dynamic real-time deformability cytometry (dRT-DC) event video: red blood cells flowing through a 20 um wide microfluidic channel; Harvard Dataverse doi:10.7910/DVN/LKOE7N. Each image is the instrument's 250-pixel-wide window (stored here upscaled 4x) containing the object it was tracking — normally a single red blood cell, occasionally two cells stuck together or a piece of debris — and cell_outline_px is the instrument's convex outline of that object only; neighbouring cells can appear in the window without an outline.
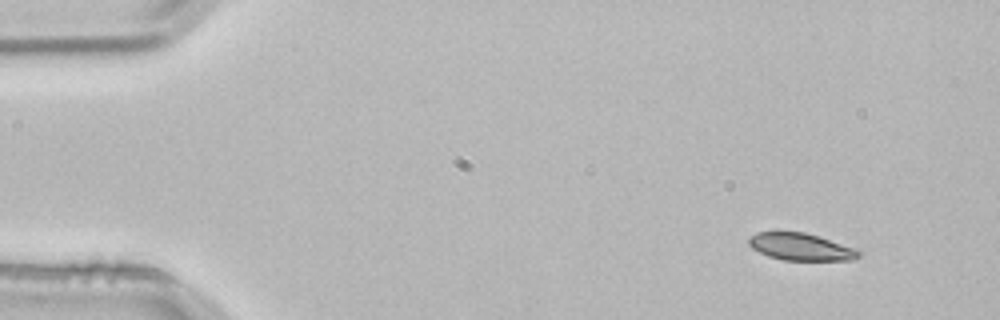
{"species": "common noctule bat (a hibernating species)", "species_latin": "Nyctalus noctula", "temperature_condition": "room temperature", "stored_images_in_passage": 4, "camera_frame_rate_fps": 3000, "um_per_image_px": 0.085, "animal": {"sex": "male", "body_mass_g": 21.5, "forearm_length_mm": 52.0}, "frame": {"image": 1, "passage_image": 1, "time_ms": 0.0, "image_size_px": [1000, 320], "cell_outline_px": [[860, 256], [852, 260], [784, 260], [768, 256], [752, 248], [748, 244], [748, 236], [756, 232], [776, 228], [804, 232], [820, 236], [852, 248], [860, 252]], "centroid_in_image_um": [67.94, 20.92], "position_along_channel_um": 17.1, "area_um2": 17.98}}
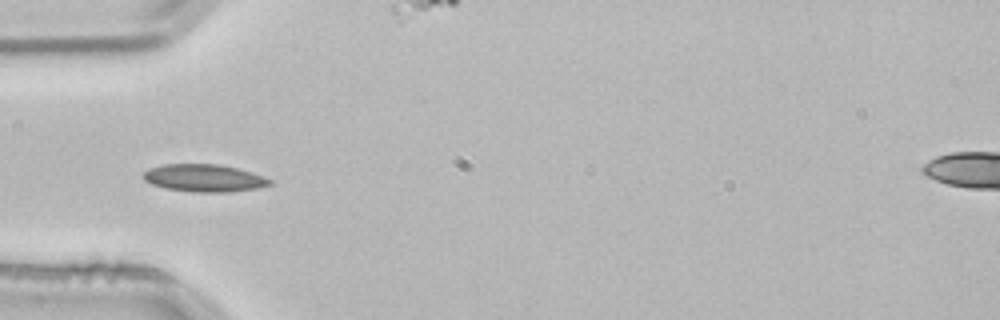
{"frame": {"image": 2, "passage_image": 3, "time_ms": 0.667, "image_size_px": [1000, 320], "cell_outline_px": [[272, 184], [256, 188], [228, 192], [192, 192], [164, 188], [152, 184], [144, 180], [144, 172], [148, 168], [164, 164], [220, 164], [252, 172], [272, 180]], "centroid_in_image_um": [17.33, 15.13], "position_along_channel_um": 67.7, "area_um2": 20.23}}